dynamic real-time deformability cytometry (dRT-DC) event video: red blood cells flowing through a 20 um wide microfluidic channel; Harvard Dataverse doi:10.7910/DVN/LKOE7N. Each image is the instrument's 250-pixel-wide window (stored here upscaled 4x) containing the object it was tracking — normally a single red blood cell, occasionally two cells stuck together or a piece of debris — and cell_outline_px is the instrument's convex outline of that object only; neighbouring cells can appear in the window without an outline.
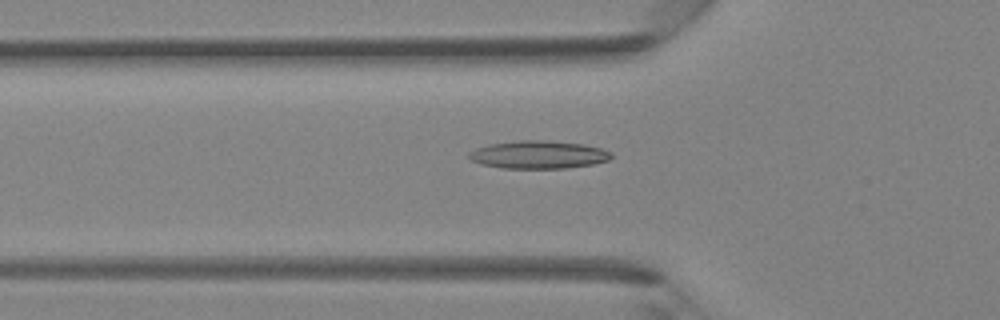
{"species": "Egyptian fruit bat (a non-hibernating species)", "species_latin": "Rousettus aegyptiacus", "temperature_condition": "room temperature", "stored_images_in_passage": 36, "camera_frame_rate_fps": 3000, "um_per_image_px": 0.085, "animal": {"sex": "female"}, "frame": {"image": 1, "passage_image": 8, "time_ms": 2.333, "image_size_px": [1000, 320], "cell_outline_px": [[612, 156], [608, 160], [592, 164], [568, 168], [504, 168], [480, 164], [472, 160], [468, 156], [468, 152], [476, 148], [488, 144], [520, 140], [544, 140], [584, 144], [600, 148], [612, 152]], "centroid_in_image_um": [45.75, 13.14], "position_along_channel_um": 80.0, "area_um2": 23.12}}
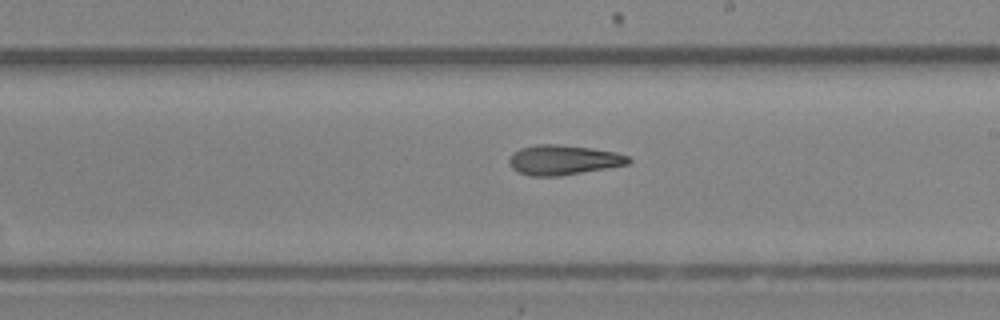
{"frame": {"image": 2, "passage_image": 18, "time_ms": 5.667, "image_size_px": [1000, 320], "cell_outline_px": [[632, 160], [628, 164], [560, 176], [532, 176], [516, 172], [512, 168], [508, 160], [520, 148], [540, 144], [556, 144], [592, 148], [616, 152], [628, 156]], "centroid_in_image_um": [47.89, 13.6], "position_along_channel_um": 241.1, "area_um2": 20.58}}
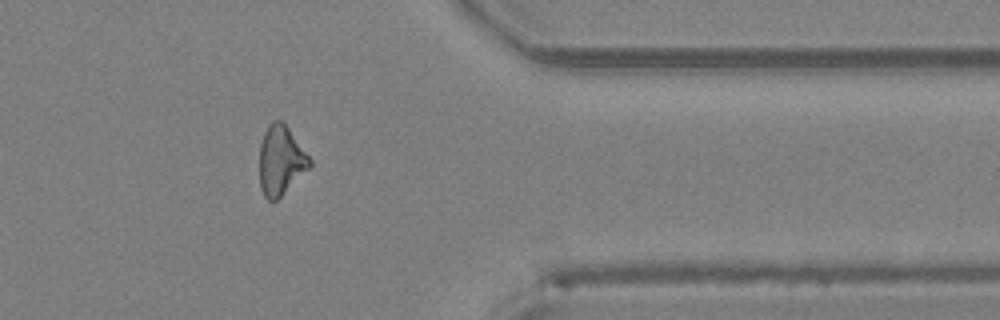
{"frame": {"image": 3, "passage_image": 28, "time_ms": 9.0, "image_size_px": [1000, 320], "cell_outline_px": [[312, 164], [276, 200], [268, 200], [264, 196], [260, 188], [260, 144], [264, 132], [268, 124], [272, 120], [284, 120], [312, 160]], "centroid_in_image_um": [23.86, 13.57], "position_along_channel_um": 387.5, "area_um2": 20.23}}